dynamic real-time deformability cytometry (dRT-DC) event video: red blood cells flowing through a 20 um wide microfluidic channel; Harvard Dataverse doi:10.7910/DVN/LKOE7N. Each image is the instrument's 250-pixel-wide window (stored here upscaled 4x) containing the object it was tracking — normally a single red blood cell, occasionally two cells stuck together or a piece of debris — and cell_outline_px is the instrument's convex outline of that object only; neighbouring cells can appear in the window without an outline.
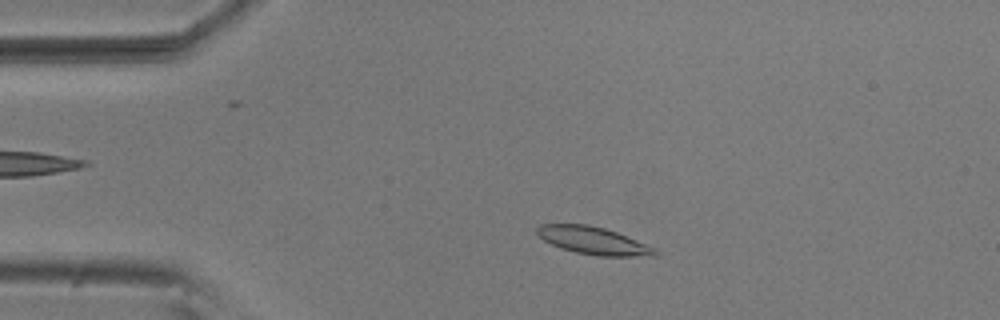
{"species": "common noctule bat (a hibernating species)", "species_latin": "Nyctalus noctula", "temperature_condition": "room temperature", "stored_images_in_passage": 52, "camera_frame_rate_fps": 3000, "um_per_image_px": 0.085, "animal": {"sex": "male", "body_mass_g": 20.5, "forearm_length_mm": 52.5}, "frame": {"image": 1, "passage_image": 9, "time_ms": 2.667, "image_size_px": [1000, 320], "cell_outline_px": [[660, 252], [656, 256], [596, 256], [576, 252], [560, 248], [544, 240], [536, 232], [536, 228], [540, 224], [588, 224], [604, 228], [616, 232], [656, 248]], "centroid_in_image_um": [50.45, 20.46], "position_along_channel_um": 34.6, "area_um2": 18.9}}
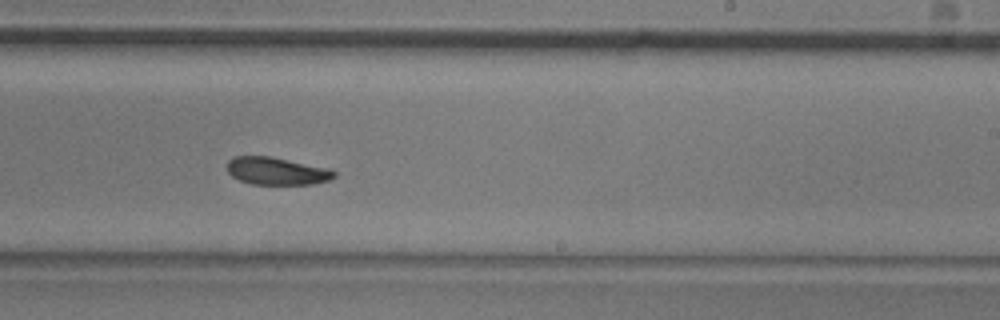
{"frame": {"image": 2, "passage_image": 31, "time_ms": 10.0, "image_size_px": [1000, 320], "cell_outline_px": [[336, 176], [328, 180], [312, 184], [252, 184], [240, 180], [232, 176], [228, 172], [228, 160], [232, 156], [268, 156], [328, 168], [336, 172]], "centroid_in_image_um": [23.5, 14.54], "position_along_channel_um": 265.5, "area_um2": 16.99}}
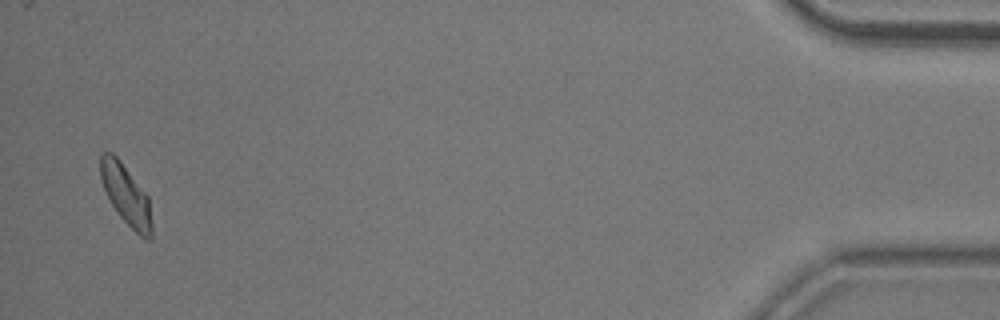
{"frame": {"image": 3, "passage_image": 51, "time_ms": 16.667, "image_size_px": [1000, 320], "cell_outline_px": [[152, 240], [144, 240], [120, 216], [112, 204], [104, 188], [100, 176], [100, 156], [104, 152], [112, 152], [120, 160], [148, 196], [152, 224]], "centroid_in_image_um": [10.73, 16.58], "position_along_channel_um": 424.5, "area_um2": 17.8}, "authors_computed_cell_mechanics": {"area_um2": 18.207, "velocity_mm_per_s": 3.6711, "shape_relaxation_time_tau1_ms": 3.0357, "shape_relaxation_time_tau2_ms": null, "deformation_change_tau1": 0.0915, "deformation_change_tau2": null}}